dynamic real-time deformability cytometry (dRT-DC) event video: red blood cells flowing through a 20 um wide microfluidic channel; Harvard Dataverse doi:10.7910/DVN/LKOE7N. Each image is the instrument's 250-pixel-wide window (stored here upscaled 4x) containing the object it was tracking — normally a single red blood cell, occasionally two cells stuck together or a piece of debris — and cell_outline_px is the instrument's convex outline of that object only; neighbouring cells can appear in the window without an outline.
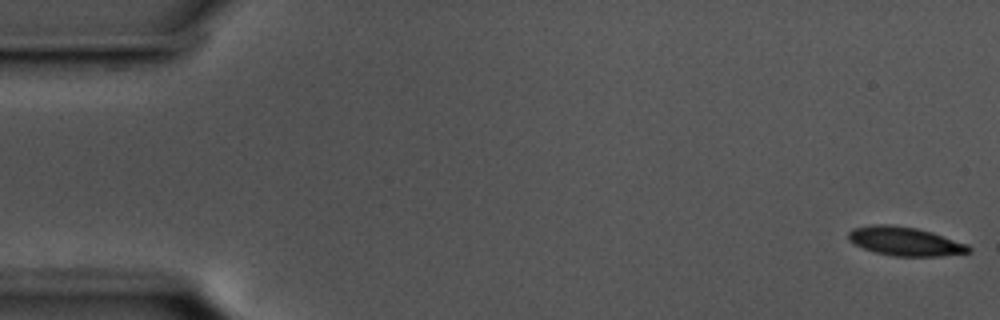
{"species": "common noctule bat (a hibernating species)", "species_latin": "Nyctalus noctula", "temperature_condition": "cold", "stored_images_in_passage": 56, "camera_frame_rate_fps": 3000, "um_per_image_px": 0.085, "animal": {"sex": "male", "body_mass_g": 17.5, "forearm_length_mm": 52.3}, "frame": {"image": 1, "passage_image": 1, "time_ms": 0.0, "image_size_px": [1000, 320], "cell_outline_px": [[972, 252], [940, 256], [896, 256], [876, 252], [864, 248], [848, 240], [848, 232], [852, 228], [872, 224], [888, 224], [916, 228], [932, 232], [968, 244], [972, 248]], "centroid_in_image_um": [76.95, 20.5], "position_along_channel_um": 8.1, "area_um2": 20.17}}
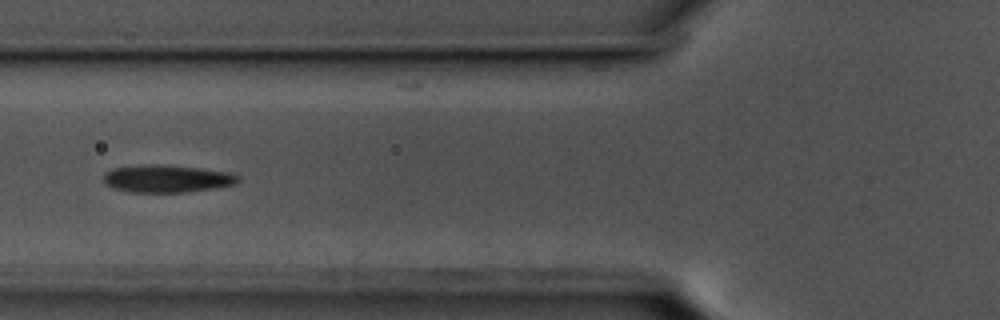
{"frame": {"image": 2, "passage_image": 21, "time_ms": 6.667, "image_size_px": [1000, 320], "cell_outline_px": [[240, 180], [236, 184], [216, 188], [184, 192], [132, 192], [116, 188], [108, 184], [104, 180], [104, 172], [112, 168], [148, 164], [160, 164], [200, 168], [228, 172], [240, 176]], "centroid_in_image_um": [14.23, 15.18], "position_along_channel_um": 111.6, "area_um2": 21.5}}
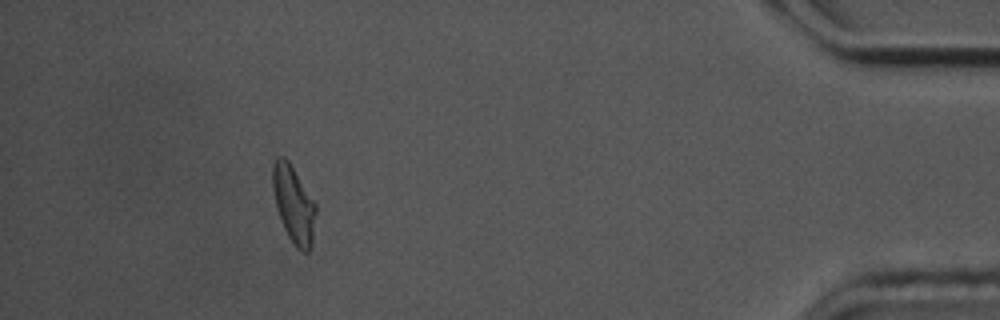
{"frame": {"image": 3, "passage_image": 51, "time_ms": 16.667, "image_size_px": [1000, 320], "cell_outline_px": [[316, 212], [312, 248], [308, 252], [304, 252], [296, 248], [288, 236], [284, 228], [276, 208], [272, 188], [272, 164], [276, 156], [284, 156], [288, 160], [316, 204]], "centroid_in_image_um": [24.95, 17.37], "position_along_channel_um": 410.2, "area_um2": 19.59}, "authors_computed_cell_mechanics": {"area_um2": 20.3456, "velocity_mm_per_s": 3.5804, "shape_relaxation_time_tau1_ms": 3.3925, "shape_relaxation_time_tau2_ms": 3.9913, "deformation_change_tau1": 0.1138, "deformation_change_tau2": 0.1047}}